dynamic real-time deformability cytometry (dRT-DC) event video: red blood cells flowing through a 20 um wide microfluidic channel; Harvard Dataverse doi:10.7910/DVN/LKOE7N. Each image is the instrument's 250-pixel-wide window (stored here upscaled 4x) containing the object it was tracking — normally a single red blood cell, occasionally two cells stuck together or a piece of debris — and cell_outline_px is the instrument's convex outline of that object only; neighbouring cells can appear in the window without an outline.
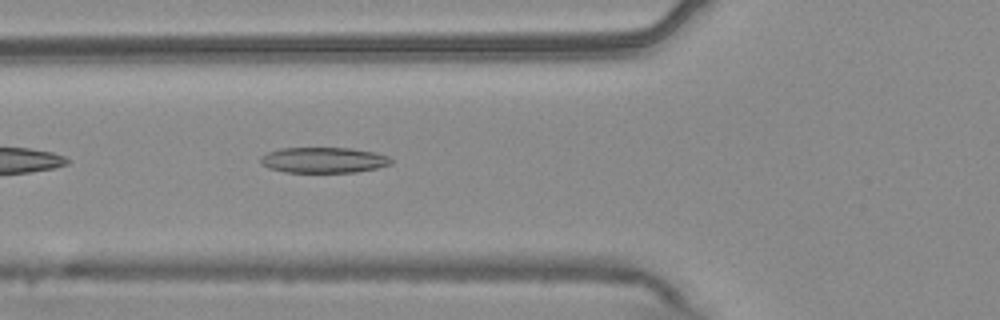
{"species": "common noctule bat (a hibernating species)", "species_latin": "Nyctalus noctula", "temperature_condition": "warm", "stored_images_in_passage": 11, "camera_frame_rate_fps": 3000, "um_per_image_px": 0.085, "animal": {"sex": "male", "body_mass_g": 20.4}, "frame": {"image": 1, "passage_image": 5, "time_ms": 1.333, "image_size_px": [1000, 320], "cell_outline_px": [[392, 164], [376, 168], [356, 172], [284, 172], [268, 168], [260, 160], [260, 156], [268, 152], [280, 148], [352, 148], [376, 152], [388, 156], [392, 160]], "centroid_in_image_um": [27.52, 13.6], "position_along_channel_um": 98.3, "area_um2": 19.54}}
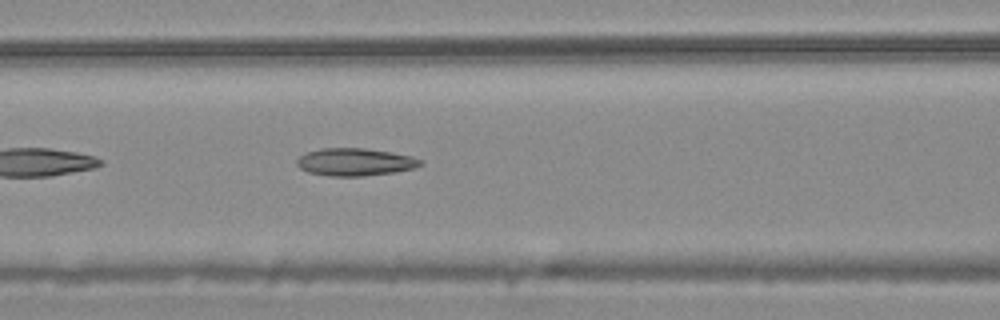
{"frame": {"image": 2, "passage_image": 8, "time_ms": 2.333, "image_size_px": [1000, 320], "cell_outline_px": [[424, 164], [412, 168], [396, 172], [364, 176], [328, 176], [308, 172], [300, 168], [296, 164], [296, 160], [300, 156], [308, 152], [320, 148], [364, 148], [392, 152], [412, 156], [424, 160]], "centroid_in_image_um": [30.2, 13.77], "position_along_channel_um": 136.4, "area_um2": 20.0}}